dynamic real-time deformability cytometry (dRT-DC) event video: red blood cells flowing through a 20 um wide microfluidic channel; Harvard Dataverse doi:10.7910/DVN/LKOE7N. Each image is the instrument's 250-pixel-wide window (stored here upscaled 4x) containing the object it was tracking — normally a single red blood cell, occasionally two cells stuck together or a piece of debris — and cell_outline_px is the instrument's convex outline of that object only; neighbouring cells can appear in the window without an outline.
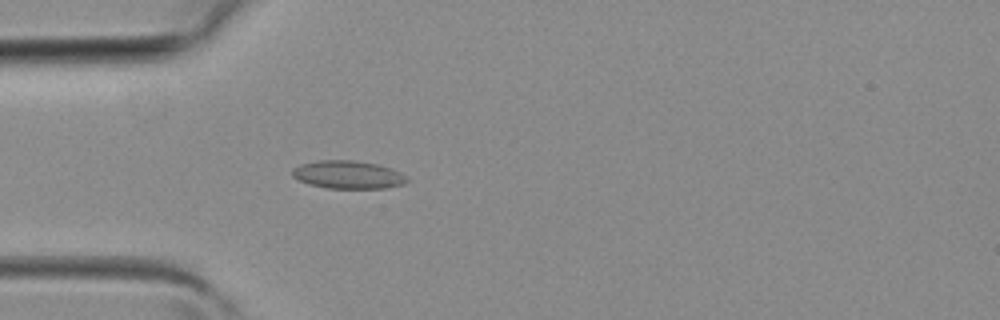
{"species": "common noctule bat (a hibernating species)", "species_latin": "Nyctalus noctula", "temperature_condition": "room temperature", "stored_images_in_passage": 2, "camera_frame_rate_fps": 3000, "um_per_image_px": 0.085, "animal": {"sex": "female", "body_mass_g": 19.3, "forearm_length_mm": 54.1}, "frame": {"image": 1, "passage_image": 2, "time_ms": 0.333, "image_size_px": [1000, 320], "cell_outline_px": [[412, 180], [404, 184], [388, 188], [328, 188], [308, 184], [292, 176], [292, 168], [300, 164], [316, 160], [356, 160], [376, 164], [392, 168], [408, 176]], "centroid_in_image_um": [29.63, 14.84], "position_along_channel_um": 55.4, "area_um2": 19.02}}